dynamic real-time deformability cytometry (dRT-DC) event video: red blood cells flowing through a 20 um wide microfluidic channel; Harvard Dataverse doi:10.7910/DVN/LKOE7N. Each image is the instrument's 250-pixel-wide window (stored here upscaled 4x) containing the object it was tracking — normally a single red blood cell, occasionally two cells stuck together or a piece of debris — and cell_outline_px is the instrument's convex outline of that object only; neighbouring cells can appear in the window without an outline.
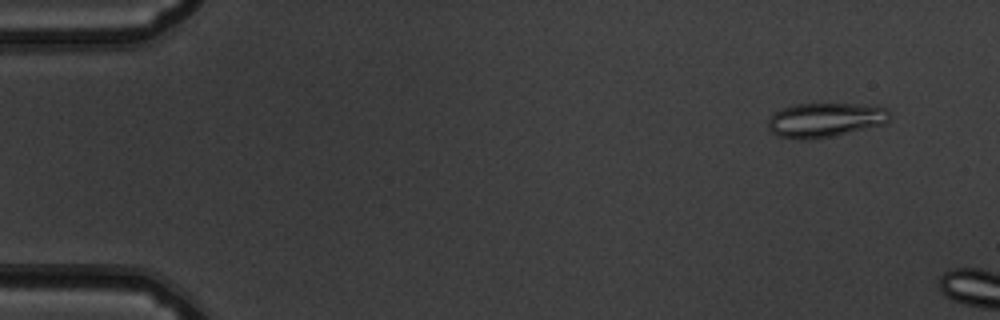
{"species": "common noctule bat (a hibernating species)", "species_latin": "Nyctalus noctula", "temperature_condition": "warm", "stored_images_in_passage": 8, "camera_frame_rate_fps": 3000, "um_per_image_px": 0.085, "animal": {"sex": "male", "body_mass_g": 19.5, "forearm_length_mm": 54.6}, "frame": {"image": 1, "passage_image": 4, "time_ms": 1.0, "image_size_px": [1000, 320], "cell_outline_px": [[892, 116], [884, 124], [832, 136], [808, 140], [804, 140], [780, 136], [772, 132], [768, 128], [768, 120], [772, 112], [792, 104], [856, 104], [888, 108]], "centroid_in_image_um": [70.12, 10.19], "position_along_channel_um": 14.9, "area_um2": 24.39}}